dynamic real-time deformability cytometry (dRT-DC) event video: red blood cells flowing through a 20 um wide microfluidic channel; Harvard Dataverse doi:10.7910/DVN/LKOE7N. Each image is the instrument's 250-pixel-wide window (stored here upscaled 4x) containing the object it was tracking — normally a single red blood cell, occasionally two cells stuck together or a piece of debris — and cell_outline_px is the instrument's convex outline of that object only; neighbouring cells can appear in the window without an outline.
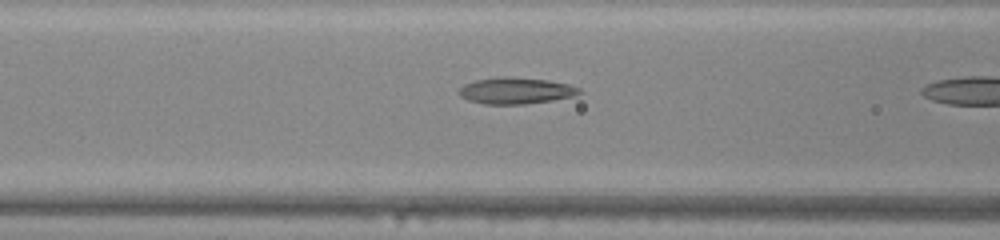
{"species": "common noctule bat (a hibernating species)", "species_latin": "Nyctalus noctula", "temperature_condition": "warm", "stored_images_in_passage": 6, "camera_frame_rate_fps": 3000, "um_per_image_px": 0.085, "animal": {"sex": "male", "body_mass_g": 20.0, "forearm_length_mm": 53.3}, "frame": {"image": 1, "passage_image": 5, "time_ms": 1.333, "image_size_px": [1000, 240], "cell_outline_px": [[580, 92], [572, 96], [552, 100], [524, 104], [484, 104], [468, 100], [460, 96], [460, 88], [464, 84], [476, 80], [496, 76], [508, 76], [548, 80], [568, 84], [580, 88]], "centroid_in_image_um": [43.81, 7.7], "position_along_channel_um": 122.8, "area_um2": 18.44}}